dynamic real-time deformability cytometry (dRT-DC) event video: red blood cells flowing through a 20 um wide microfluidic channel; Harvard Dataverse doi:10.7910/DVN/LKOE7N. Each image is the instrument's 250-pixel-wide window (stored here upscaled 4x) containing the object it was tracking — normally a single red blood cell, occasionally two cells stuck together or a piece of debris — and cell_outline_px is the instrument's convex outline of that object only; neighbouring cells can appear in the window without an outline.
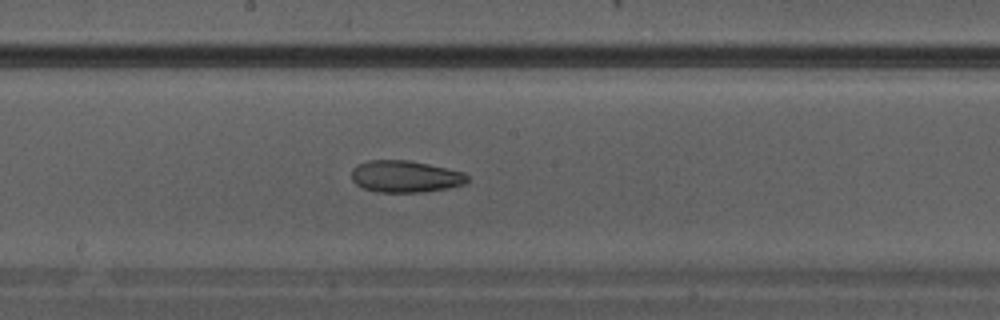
{"species": "Egyptian fruit bat (a non-hibernating species)", "species_latin": "Rousettus aegyptiacus", "temperature_condition": "warm", "stored_images_in_passage": 15, "camera_frame_rate_fps": 3000, "um_per_image_px": 0.085, "animal": {"sex": "male"}, "frame": {"image": 1, "passage_image": 13, "time_ms": 4.0, "image_size_px": [1000, 320], "cell_outline_px": [[468, 180], [464, 184], [448, 188], [424, 192], [380, 192], [364, 188], [356, 184], [352, 180], [352, 168], [356, 164], [368, 160], [408, 160], [428, 164], [464, 172], [468, 176]], "centroid_in_image_um": [34.44, 14.99], "position_along_channel_um": 213.8, "area_um2": 21.5}}
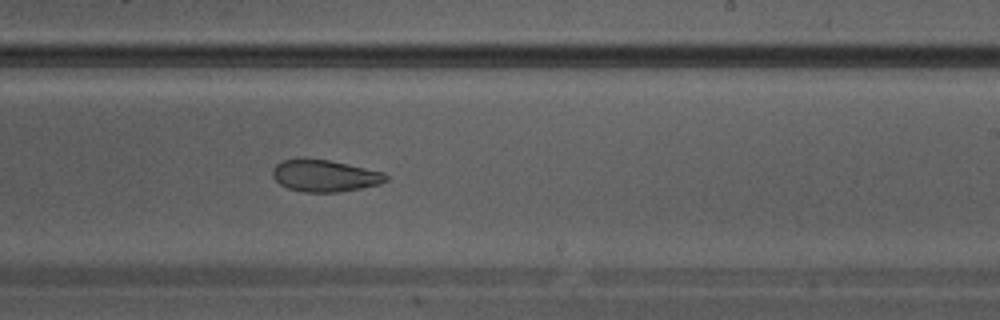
{"frame": {"image": 2, "passage_image": 15, "time_ms": 4.667, "image_size_px": [1000, 320], "cell_outline_px": [[388, 180], [380, 184], [360, 188], [336, 192], [304, 192], [288, 188], [280, 184], [272, 176], [272, 168], [280, 160], [328, 160], [384, 172], [388, 176]], "centroid_in_image_um": [27.61, 14.95], "position_along_channel_um": 261.4, "area_um2": 20.69}}